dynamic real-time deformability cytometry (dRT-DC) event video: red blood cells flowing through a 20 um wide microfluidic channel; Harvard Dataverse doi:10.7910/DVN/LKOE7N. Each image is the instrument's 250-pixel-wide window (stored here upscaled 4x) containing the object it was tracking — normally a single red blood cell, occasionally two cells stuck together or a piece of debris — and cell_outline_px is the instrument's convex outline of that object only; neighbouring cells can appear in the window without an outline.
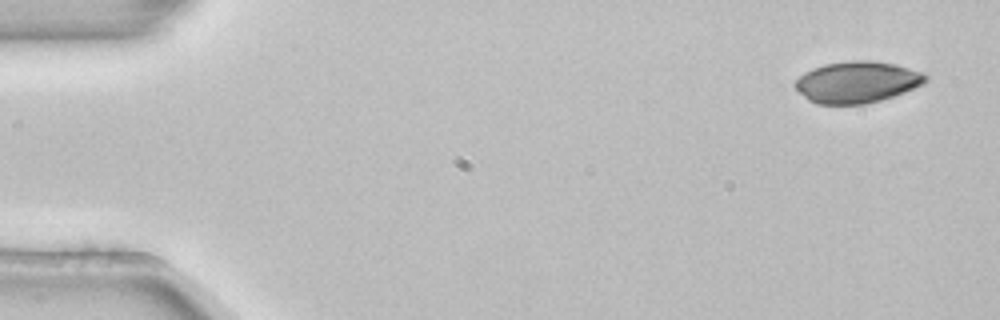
{"species": "common noctule bat (a hibernating species)", "species_latin": "Nyctalus noctula", "temperature_condition": "room temperature", "stored_images_in_passage": 3, "camera_frame_rate_fps": 3000, "um_per_image_px": 0.085, "animal": {"sex": "female", "body_mass_g": 22.7, "forearm_length_mm": 54.2}, "frame": {"image": 1, "passage_image": 1, "time_ms": 0.0, "image_size_px": [1000, 320], "cell_outline_px": [[928, 80], [924, 84], [904, 92], [880, 100], [864, 104], [816, 104], [808, 100], [792, 84], [804, 72], [812, 68], [824, 64], [852, 60], [872, 60], [896, 64], [924, 72], [928, 76]], "centroid_in_image_um": [72.86, 6.96], "position_along_channel_um": 12.1, "area_um2": 31.73}}
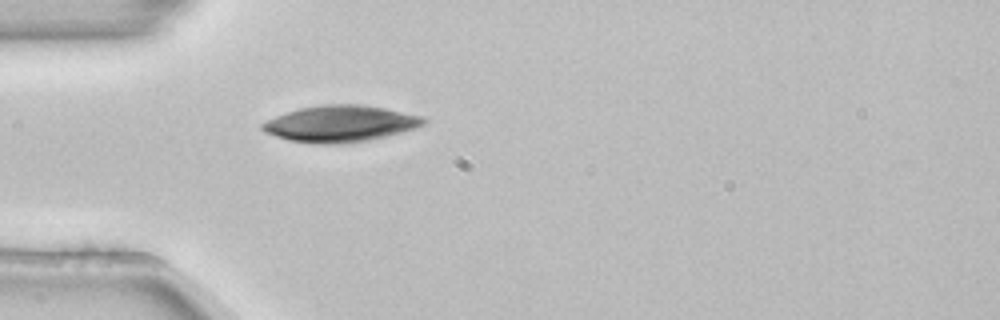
{"frame": {"image": 2, "passage_image": 3, "time_ms": 0.667, "image_size_px": [1000, 320], "cell_outline_px": [[428, 120], [424, 124], [416, 128], [368, 140], [340, 144], [312, 144], [288, 140], [264, 132], [260, 128], [260, 124], [276, 116], [300, 108], [324, 104], [364, 104], [424, 116]], "centroid_in_image_um": [28.92, 10.51], "position_along_channel_um": 56.1, "area_um2": 34.28}}